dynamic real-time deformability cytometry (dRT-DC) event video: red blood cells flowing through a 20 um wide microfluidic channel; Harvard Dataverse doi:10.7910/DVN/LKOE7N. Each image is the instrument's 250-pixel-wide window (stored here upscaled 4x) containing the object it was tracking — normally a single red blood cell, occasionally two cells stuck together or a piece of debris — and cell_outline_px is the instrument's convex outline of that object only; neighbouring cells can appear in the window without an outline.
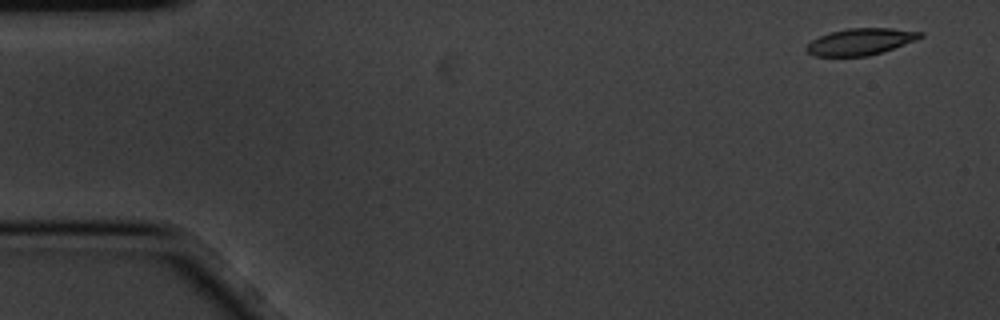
{"species": "common noctule bat (a hibernating species)", "species_latin": "Nyctalus noctula", "temperature_condition": "cold", "stored_images_in_passage": 5, "camera_frame_rate_fps": 3000, "um_per_image_px": 0.085, "animal": {"sex": "male", "body_mass_g": 20.1, "forearm_length_mm": 53.5}, "frame": {"image": 1, "passage_image": 1, "time_ms": 0.0, "image_size_px": [1000, 320], "cell_outline_px": [[924, 36], [916, 40], [868, 56], [812, 56], [804, 48], [812, 40], [820, 36], [832, 32], [848, 28], [892, 28], [924, 32]], "centroid_in_image_um": [73.14, 3.54], "position_along_channel_um": 11.9, "area_um2": 17.51}}